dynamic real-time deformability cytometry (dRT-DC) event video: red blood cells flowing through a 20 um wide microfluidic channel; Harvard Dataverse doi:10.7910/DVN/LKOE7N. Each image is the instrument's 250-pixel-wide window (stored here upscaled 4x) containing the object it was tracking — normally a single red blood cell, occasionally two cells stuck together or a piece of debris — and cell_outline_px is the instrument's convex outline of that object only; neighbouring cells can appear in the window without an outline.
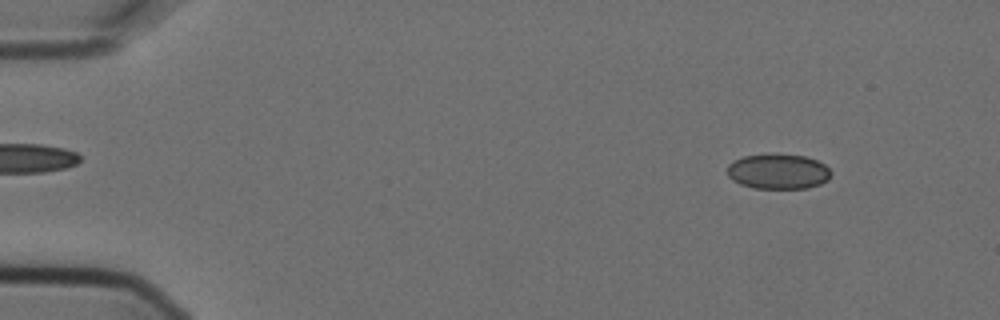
{"species": "Egyptian fruit bat (a non-hibernating species)", "species_latin": "Rousettus aegyptiacus", "temperature_condition": "cold", "stored_images_in_passage": 3, "camera_frame_rate_fps": 3000, "um_per_image_px": 0.085, "animal": {"sex": "female"}, "frame": {"image": 1, "passage_image": 1, "time_ms": 0.0, "image_size_px": [1000, 320], "cell_outline_px": [[832, 172], [828, 180], [820, 184], [808, 188], [752, 188], [740, 184], [732, 180], [728, 176], [728, 164], [732, 160], [744, 156], [772, 152], [804, 156], [816, 160], [824, 164]], "centroid_in_image_um": [66.12, 14.55], "position_along_channel_um": 18.9, "area_um2": 21.68}}